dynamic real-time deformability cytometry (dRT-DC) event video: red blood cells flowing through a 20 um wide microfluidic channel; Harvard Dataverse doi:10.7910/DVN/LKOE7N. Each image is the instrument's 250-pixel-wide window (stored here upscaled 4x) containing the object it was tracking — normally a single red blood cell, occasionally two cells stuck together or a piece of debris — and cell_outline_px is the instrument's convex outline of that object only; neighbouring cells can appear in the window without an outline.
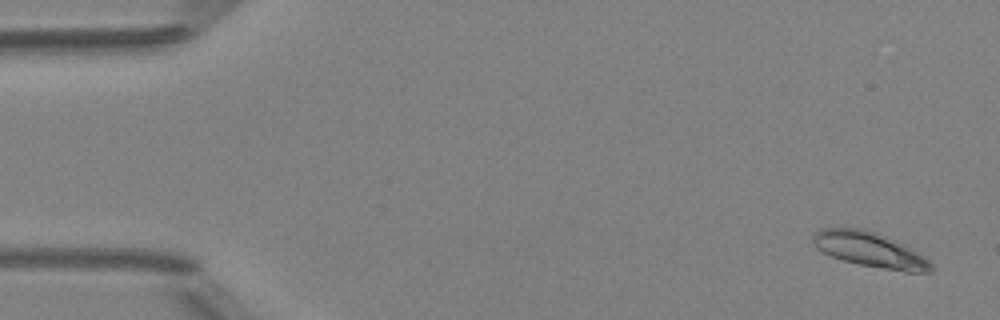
{"species": "Egyptian fruit bat (a non-hibernating species)", "species_latin": "Rousettus aegyptiacus", "temperature_condition": "room temperature", "stored_images_in_passage": 7, "camera_frame_rate_fps": 3000, "um_per_image_px": 0.085, "animal": {"sex": "female"}, "frame": {"image": 1, "passage_image": 1, "time_ms": 0.0, "image_size_px": [1000, 320], "cell_outline_px": [[936, 268], [932, 272], [904, 272], [860, 264], [844, 260], [832, 256], [816, 248], [812, 244], [812, 236], [820, 228], [864, 228], [876, 232], [924, 256]], "centroid_in_image_um": [73.93, 21.23], "position_along_channel_um": 11.1, "area_um2": 23.76}}
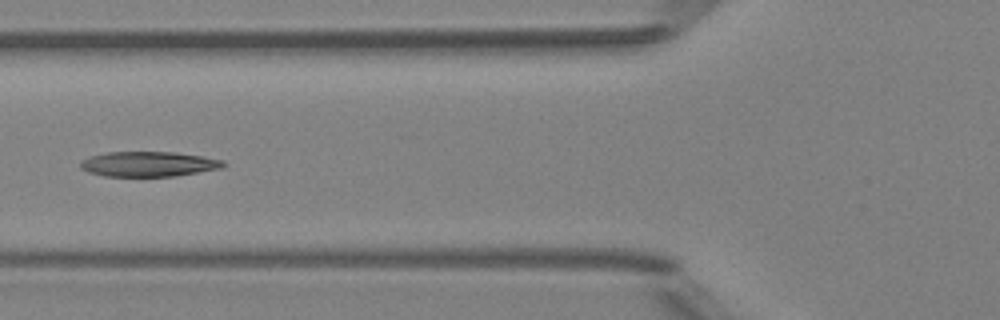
{"frame": {"image": 2, "passage_image": 6, "time_ms": 5.667, "image_size_px": [1000, 320], "cell_outline_px": [[228, 164], [220, 168], [176, 176], [104, 176], [88, 172], [80, 168], [80, 160], [88, 156], [108, 152], [176, 152], [224, 160]], "centroid_in_image_um": [12.6, 13.94], "position_along_channel_um": 113.2, "area_um2": 20.92}}
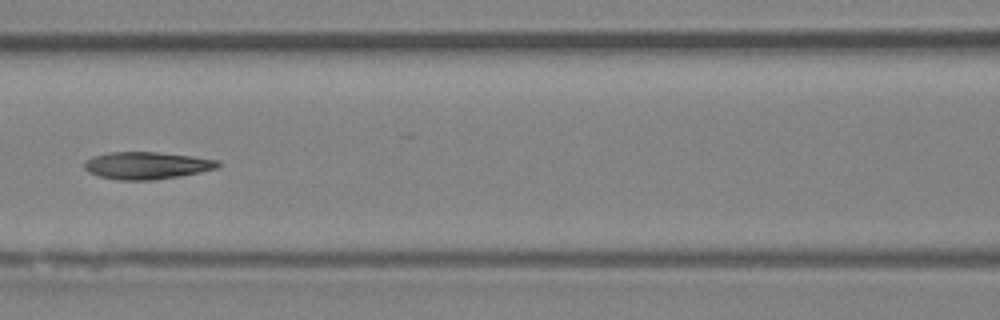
{"frame": {"image": 3, "passage_image": 7, "time_ms": 6.667, "image_size_px": [1000, 320], "cell_outline_px": [[220, 164], [216, 168], [200, 172], [180, 176], [152, 180], [116, 180], [100, 176], [88, 172], [84, 168], [84, 160], [92, 156], [108, 152], [156, 152], [192, 156], [220, 160]], "centroid_in_image_um": [12.44, 14.06], "position_along_channel_um": 154.2, "area_um2": 21.33}}